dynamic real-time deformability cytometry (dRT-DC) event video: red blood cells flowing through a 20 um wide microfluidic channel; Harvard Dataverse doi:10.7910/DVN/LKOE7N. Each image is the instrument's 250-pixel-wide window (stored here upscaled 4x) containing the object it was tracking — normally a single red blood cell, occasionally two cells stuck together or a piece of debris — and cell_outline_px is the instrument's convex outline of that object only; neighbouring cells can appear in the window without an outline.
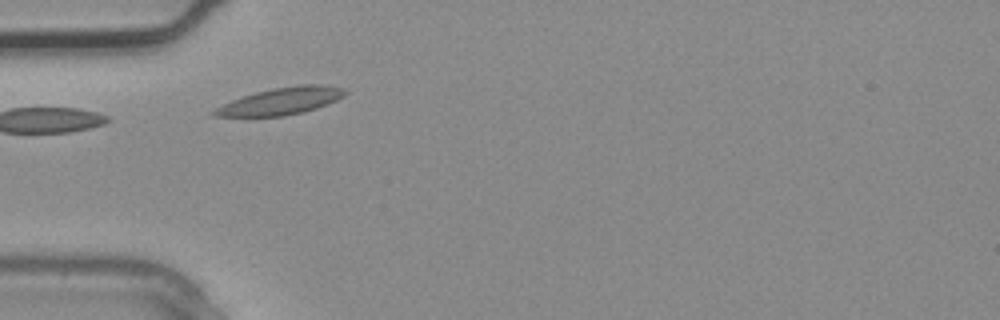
{"species": "common noctule bat (a hibernating species)", "species_latin": "Nyctalus noctula", "temperature_condition": "warm", "stored_images_in_passage": 1, "camera_frame_rate_fps": 3000, "um_per_image_px": 0.085, "animal": {"sex": "male", "body_mass_g": 20.4}, "frame": {"image": 1, "passage_image": 1, "time_ms": 0.0, "image_size_px": [1000, 320], "cell_outline_px": [[348, 92], [344, 96], [328, 104], [304, 112], [284, 116], [216, 116], [212, 112], [216, 108], [232, 100], [256, 92], [272, 88], [300, 84], [320, 84], [344, 88]], "centroid_in_image_um": [23.96, 8.58], "position_along_channel_um": 61.0, "area_um2": 20.46}}